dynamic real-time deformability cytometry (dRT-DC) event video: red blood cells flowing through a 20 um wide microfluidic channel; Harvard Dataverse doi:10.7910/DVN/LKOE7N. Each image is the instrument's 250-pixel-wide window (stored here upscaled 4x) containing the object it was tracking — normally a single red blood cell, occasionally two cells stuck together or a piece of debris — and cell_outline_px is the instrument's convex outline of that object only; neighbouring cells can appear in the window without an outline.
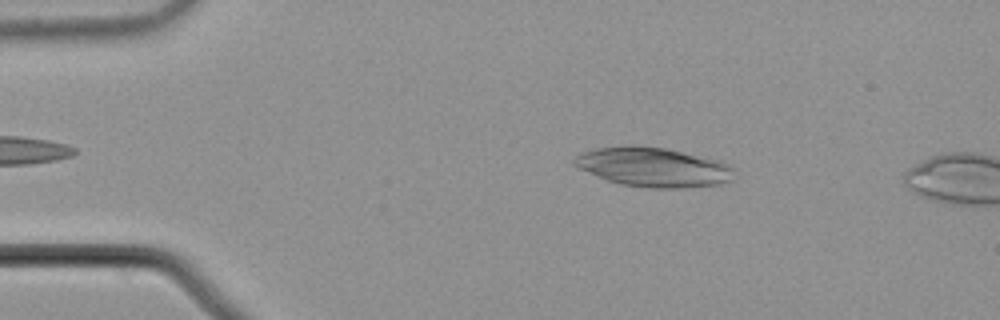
{"species": "common noctule bat (a hibernating species)", "species_latin": "Nyctalus noctula", "temperature_condition": "cold", "stored_images_in_passage": 13, "camera_frame_rate_fps": 3000, "um_per_image_px": 0.085, "animal": {"sex": "male", "body_mass_g": 21.5, "forearm_length_mm": 52.0}, "frame": {"image": 1, "passage_image": 10, "time_ms": 3.0, "image_size_px": [1000, 320], "cell_outline_px": [[736, 168], [732, 180], [720, 184], [680, 188], [648, 188], [620, 184], [608, 180], [580, 168], [572, 164], [572, 160], [580, 152], [596, 148], [632, 144], [636, 144], [664, 148], [720, 160]], "centroid_in_image_um": [55.55, 14.19], "position_along_channel_um": 29.5, "area_um2": 36.93}}